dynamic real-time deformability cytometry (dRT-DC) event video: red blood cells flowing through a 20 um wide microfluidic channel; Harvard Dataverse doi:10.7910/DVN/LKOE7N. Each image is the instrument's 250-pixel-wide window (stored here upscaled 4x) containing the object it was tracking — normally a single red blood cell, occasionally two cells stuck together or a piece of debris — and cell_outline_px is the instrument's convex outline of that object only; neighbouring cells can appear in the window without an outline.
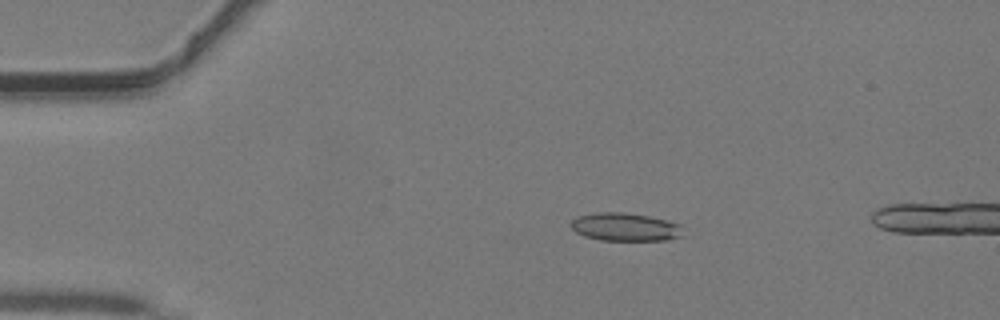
{"species": "common noctule bat (a hibernating species)", "species_latin": "Nyctalus noctula", "temperature_condition": "warm", "stored_images_in_passage": 13, "camera_frame_rate_fps": 3000, "um_per_image_px": 0.085, "animal": {"sex": "male", "body_mass_g": 19.2, "forearm_length_mm": 51.8}, "frame": {"image": 1, "passage_image": 8, "time_ms": 2.333, "image_size_px": [1000, 320], "cell_outline_px": [[684, 236], [668, 240], [600, 240], [584, 236], [576, 232], [568, 224], [576, 216], [596, 212], [624, 212], [648, 216], [668, 220], [680, 224]], "centroid_in_image_um": [53.13, 19.29], "position_along_channel_um": 31.9, "area_um2": 18.61}}